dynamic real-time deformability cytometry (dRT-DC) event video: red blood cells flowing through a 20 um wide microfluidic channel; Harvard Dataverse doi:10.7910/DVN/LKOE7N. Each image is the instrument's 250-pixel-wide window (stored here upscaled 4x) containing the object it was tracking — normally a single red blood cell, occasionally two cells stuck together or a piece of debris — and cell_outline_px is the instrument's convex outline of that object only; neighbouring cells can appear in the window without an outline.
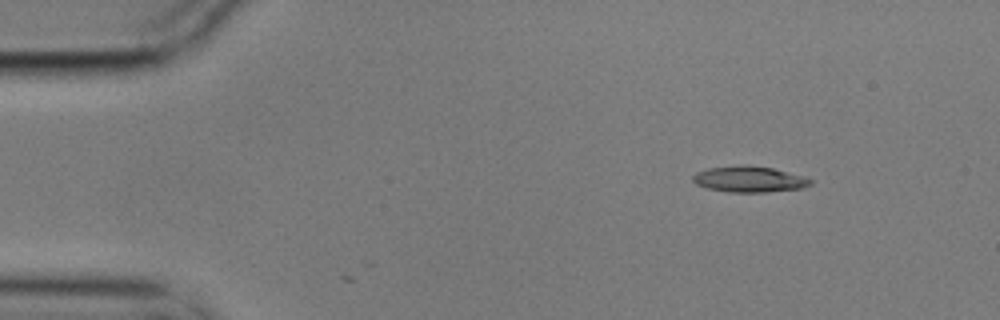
{"species": "common noctule bat (a hibernating species)", "species_latin": "Nyctalus noctula", "temperature_condition": "cold", "stored_images_in_passage": 10, "camera_frame_rate_fps": 3000, "um_per_image_px": 0.085, "animal": {"sex": "male", "body_mass_g": 17.9}, "frame": {"image": 1, "passage_image": 2, "time_ms": 0.333, "image_size_px": [1000, 320], "cell_outline_px": [[812, 184], [800, 188], [768, 192], [728, 192], [708, 188], [696, 184], [692, 180], [692, 176], [696, 172], [708, 168], [740, 164], [748, 164], [772, 168], [804, 176], [812, 180]], "centroid_in_image_um": [63.66, 15.22], "position_along_channel_um": 21.3, "area_um2": 17.92}}
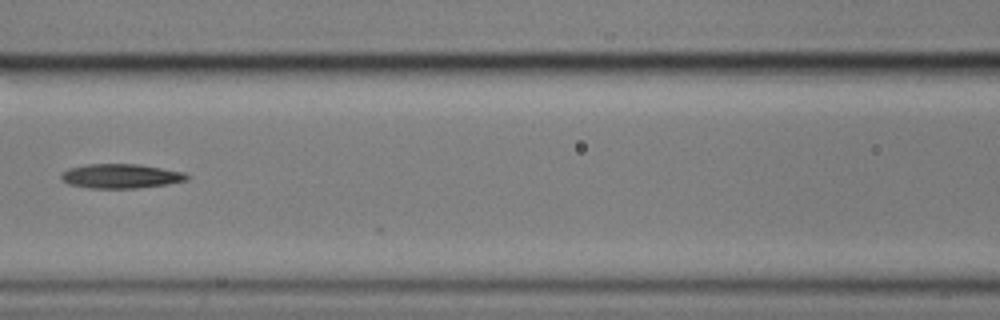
{"frame": {"image": 2, "passage_image": 7, "time_ms": 2.0, "image_size_px": [1000, 320], "cell_outline_px": [[192, 176], [188, 180], [168, 184], [136, 188], [88, 188], [68, 184], [60, 176], [68, 168], [84, 164], [136, 164], [184, 172]], "centroid_in_image_um": [10.29, 14.97], "position_along_channel_um": 156.3, "area_um2": 17.86}}
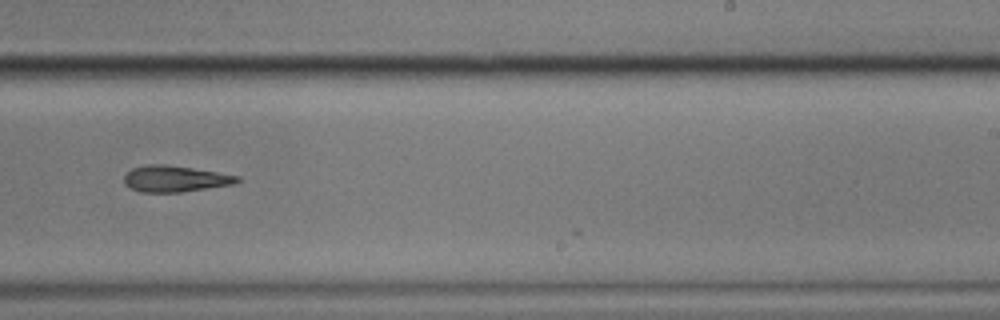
{"frame": {"image": 3, "passage_image": 10, "time_ms": 3.0, "image_size_px": [1000, 320], "cell_outline_px": [[244, 180], [236, 184], [180, 192], [140, 192], [124, 184], [124, 176], [132, 168], [148, 164], [168, 164], [240, 176]], "centroid_in_image_um": [14.92, 15.19], "position_along_channel_um": 274.1, "area_um2": 17.4}}